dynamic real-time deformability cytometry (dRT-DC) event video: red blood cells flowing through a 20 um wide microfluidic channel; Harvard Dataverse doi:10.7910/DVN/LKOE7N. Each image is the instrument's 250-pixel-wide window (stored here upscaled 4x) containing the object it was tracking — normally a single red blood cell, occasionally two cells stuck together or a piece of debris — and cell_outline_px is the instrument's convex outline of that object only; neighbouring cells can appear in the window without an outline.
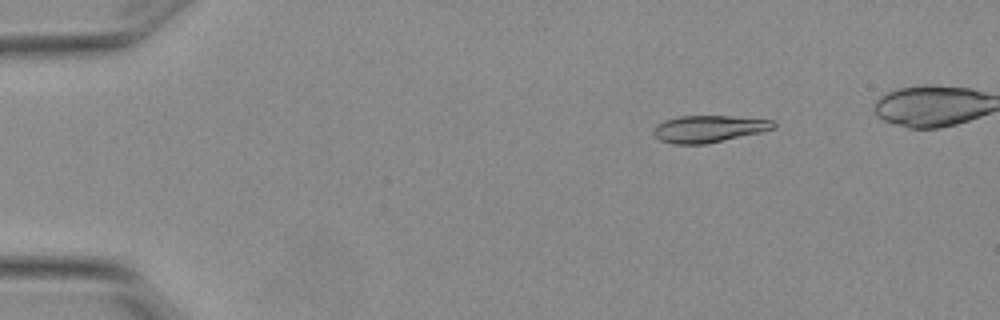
{"species": "Egyptian fruit bat (a non-hibernating species)", "species_latin": "Rousettus aegyptiacus", "temperature_condition": "warm", "stored_images_in_passage": 4, "camera_frame_rate_fps": 3000, "um_per_image_px": 0.085, "animal": {"sex": "female"}, "frame": {"image": 1, "passage_image": 1, "time_ms": 0.0, "image_size_px": [1000, 320], "cell_outline_px": [[776, 128], [760, 132], [704, 144], [672, 144], [660, 140], [652, 132], [656, 124], [664, 120], [680, 116], [728, 116], [776, 120]], "centroid_in_image_um": [60.24, 10.94], "position_along_channel_um": 24.8, "area_um2": 18.79}}